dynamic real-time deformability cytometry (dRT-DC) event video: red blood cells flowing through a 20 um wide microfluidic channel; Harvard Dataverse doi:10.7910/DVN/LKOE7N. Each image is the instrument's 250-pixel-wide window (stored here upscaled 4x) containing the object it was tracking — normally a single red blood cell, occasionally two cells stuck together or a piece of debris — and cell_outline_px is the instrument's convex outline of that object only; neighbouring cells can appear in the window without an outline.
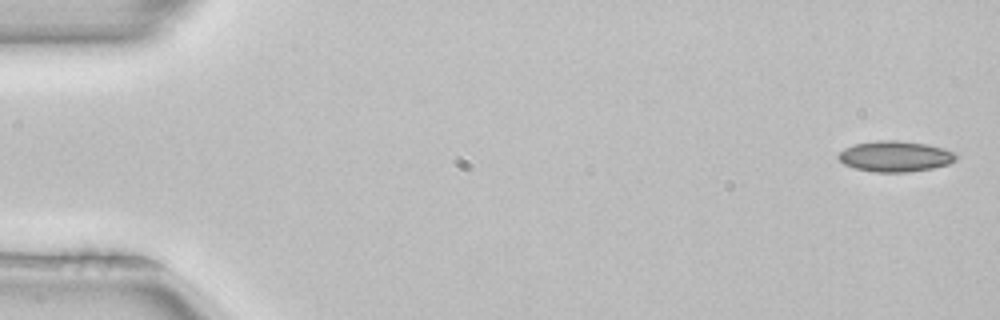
{"species": "common noctule bat (a hibernating species)", "species_latin": "Nyctalus noctula", "temperature_condition": "room temperature", "stored_images_in_passage": 5, "camera_frame_rate_fps": 3000, "um_per_image_px": 0.085, "animal": {"sex": "female", "body_mass_g": 22.7, "forearm_length_mm": 54.2}, "frame": {"image": 1, "passage_image": 1, "time_ms": 0.0, "image_size_px": [1000, 320], "cell_outline_px": [[956, 160], [948, 164], [932, 168], [908, 172], [876, 172], [856, 168], [844, 164], [836, 156], [844, 148], [852, 144], [876, 140], [896, 140], [928, 144], [944, 148], [952, 152], [956, 156]], "centroid_in_image_um": [76.06, 13.28], "position_along_channel_um": 8.9, "area_um2": 21.1}}
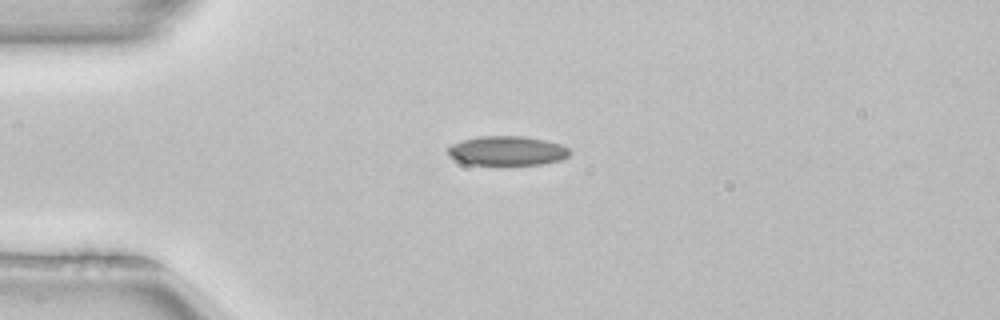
{"frame": {"image": 2, "passage_image": 4, "time_ms": 1.0, "image_size_px": [1000, 320], "cell_outline_px": [[572, 152], [564, 160], [540, 164], [468, 164], [456, 160], [448, 156], [448, 148], [452, 144], [460, 140], [480, 136], [524, 136], [544, 140], [560, 144], [568, 148]], "centroid_in_image_um": [43.11, 12.81], "position_along_channel_um": 41.9, "area_um2": 20.87}}